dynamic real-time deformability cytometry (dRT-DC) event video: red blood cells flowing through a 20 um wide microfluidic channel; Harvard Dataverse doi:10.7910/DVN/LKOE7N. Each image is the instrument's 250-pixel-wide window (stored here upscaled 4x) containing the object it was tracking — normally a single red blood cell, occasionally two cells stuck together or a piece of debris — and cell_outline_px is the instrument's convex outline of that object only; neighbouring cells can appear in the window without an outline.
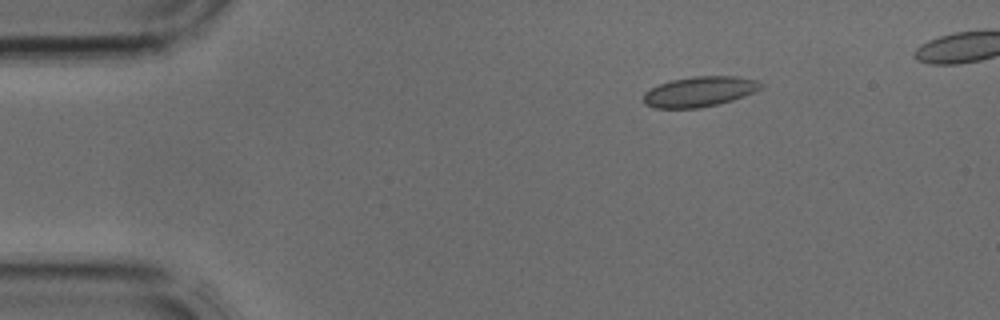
{"species": "common noctule bat (a hibernating species)", "species_latin": "Nyctalus noctula", "temperature_condition": "cold", "stored_images_in_passage": 4, "camera_frame_rate_fps": 3000, "um_per_image_px": 0.085, "animal": {"sex": "male", "body_mass_g": 17.9, "forearm_length_mm": 54.2}, "frame": {"image": 1, "passage_image": 2, "time_ms": 0.333, "image_size_px": [1000, 320], "cell_outline_px": [[764, 88], [744, 96], [720, 104], [700, 108], [652, 108], [644, 104], [644, 92], [660, 84], [672, 80], [692, 76], [732, 76], [756, 80], [764, 84]], "centroid_in_image_um": [59.47, 7.79], "position_along_channel_um": 25.5, "area_um2": 20.75}}